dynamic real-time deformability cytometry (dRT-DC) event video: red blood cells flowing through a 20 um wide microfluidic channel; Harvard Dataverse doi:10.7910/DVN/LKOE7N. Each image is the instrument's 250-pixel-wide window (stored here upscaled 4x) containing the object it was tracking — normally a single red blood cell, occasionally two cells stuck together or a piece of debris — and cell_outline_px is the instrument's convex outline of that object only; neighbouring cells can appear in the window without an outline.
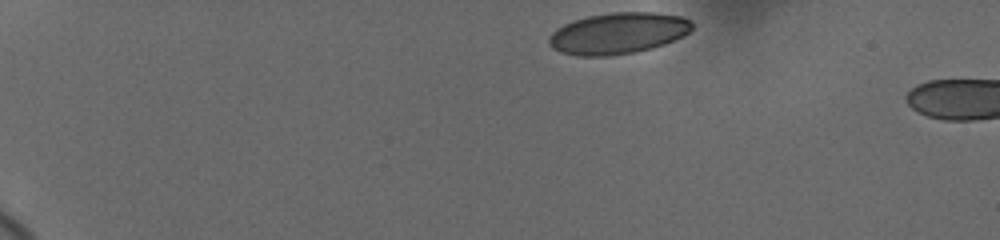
{"species": "human", "species_latin": "Homo sapiens", "temperature_condition": "cold", "stored_images_in_passage": 4, "camera_frame_rate_fps": 3000, "um_per_image_px": 0.085, "donor": {"sex": "female"}, "frame": {"image": 1, "passage_image": 1, "time_ms": 0.0, "image_size_px": [1000, 240], "cell_outline_px": [[692, 28], [684, 36], [664, 44], [652, 48], [632, 52], [608, 56], [576, 56], [552, 48], [548, 44], [548, 36], [556, 28], [572, 20], [588, 16], [612, 12], [652, 12], [680, 16], [692, 20]], "centroid_in_image_um": [52.52, 2.82], "position_along_channel_um": 32.5, "area_um2": 34.51}}